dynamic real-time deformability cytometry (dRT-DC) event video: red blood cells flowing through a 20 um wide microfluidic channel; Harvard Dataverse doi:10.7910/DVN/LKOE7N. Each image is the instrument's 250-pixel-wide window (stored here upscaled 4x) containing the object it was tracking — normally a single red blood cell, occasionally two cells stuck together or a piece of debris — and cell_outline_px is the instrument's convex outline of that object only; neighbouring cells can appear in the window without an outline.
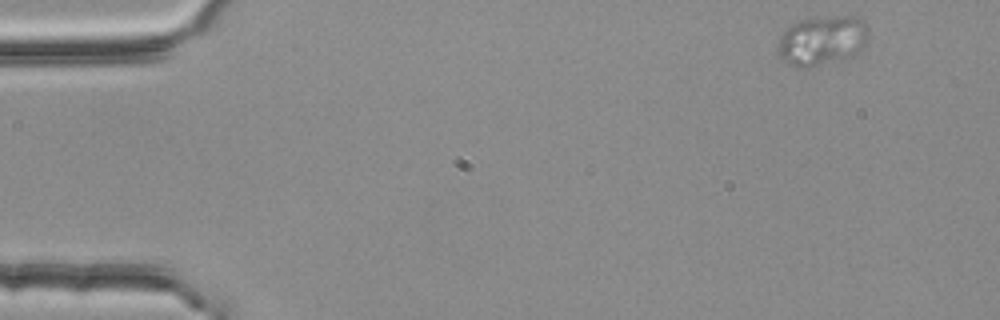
{"species": "common noctule bat (a hibernating species)", "species_latin": "Nyctalus noctula", "temperature_condition": "room temperature", "stored_images_in_passage": 3, "camera_frame_rate_fps": 3000, "um_per_image_px": 0.085, "animal": {"sex": "female", "body_mass_g": 25.1}, "frame": {"image": 1, "passage_image": 1, "time_ms": 0.0, "image_size_px": [1000, 320], "cell_outline_px": [[868, 36], [864, 44], [856, 52], [848, 56], [804, 68], [800, 68], [788, 64], [780, 60], [776, 48], [780, 36], [792, 24], [800, 20], [836, 16], [856, 16], [864, 24], [868, 32]], "centroid_in_image_um": [69.8, 3.44], "position_along_channel_um": 15.2, "area_um2": 25.55}}